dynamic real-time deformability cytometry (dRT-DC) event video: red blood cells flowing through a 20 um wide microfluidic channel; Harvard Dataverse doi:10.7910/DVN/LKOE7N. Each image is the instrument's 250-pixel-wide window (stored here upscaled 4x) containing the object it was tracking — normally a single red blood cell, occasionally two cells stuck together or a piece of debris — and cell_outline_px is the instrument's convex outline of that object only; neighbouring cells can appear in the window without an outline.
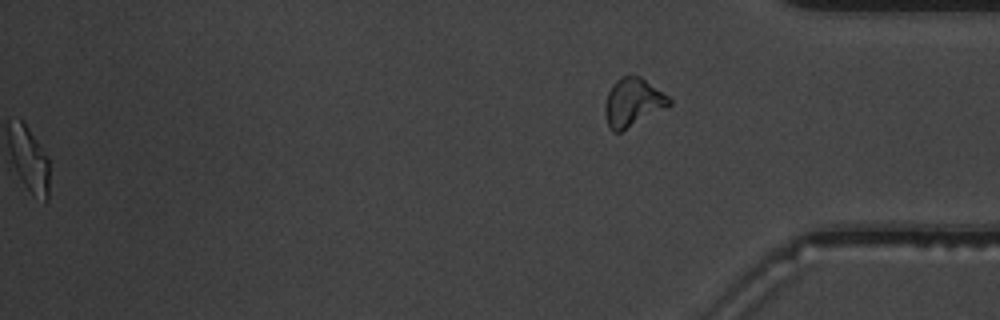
{"species": "common noctule bat (a hibernating species)", "species_latin": "Nyctalus noctula", "temperature_condition": "warm", "stored_images_in_passage": 38, "segment_of_instrument_passage": [2, 2], "camera_frame_rate_fps": 3000, "um_per_image_px": 0.085, "animal": {"sex": "male", "body_mass_g": 19.5, "forearm_length_mm": 54.6}, "frame": {"image": 1, "passage_image": 38, "time_ms": 12.333, "image_size_px": [1000, 320], "cell_outline_px": [[672, 104], [620, 132], [612, 132], [608, 128], [604, 112], [604, 108], [608, 92], [612, 84], [616, 80], [624, 76], [640, 76], [668, 96], [672, 100]], "centroid_in_image_um": [53.76, 8.71], "position_along_channel_um": 381.4, "area_um2": 17.86}}